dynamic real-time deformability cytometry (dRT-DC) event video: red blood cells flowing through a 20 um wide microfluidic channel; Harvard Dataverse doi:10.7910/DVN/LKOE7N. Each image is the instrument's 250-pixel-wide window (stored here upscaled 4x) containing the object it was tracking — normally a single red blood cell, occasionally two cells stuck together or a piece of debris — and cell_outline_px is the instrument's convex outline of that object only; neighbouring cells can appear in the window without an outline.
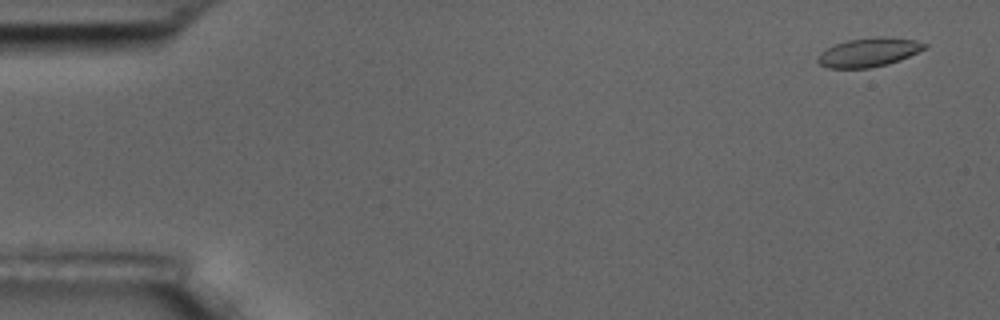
{"species": "common noctule bat (a hibernating species)", "species_latin": "Nyctalus noctula", "temperature_condition": "room temperature", "stored_images_in_passage": 5, "camera_frame_rate_fps": 3000, "um_per_image_px": 0.085, "animal": {"sex": "male", "body_mass_g": 17.5, "forearm_length_mm": 52.3}, "frame": {"image": 1, "passage_image": 1, "time_ms": 0.0, "image_size_px": [1000, 320], "cell_outline_px": [[928, 48], [900, 60], [888, 64], [868, 68], [828, 68], [820, 64], [816, 60], [816, 56], [820, 52], [836, 44], [848, 40], [880, 36], [916, 40], [928, 44]], "centroid_in_image_um": [73.86, 4.45], "position_along_channel_um": 11.1, "area_um2": 18.03}}
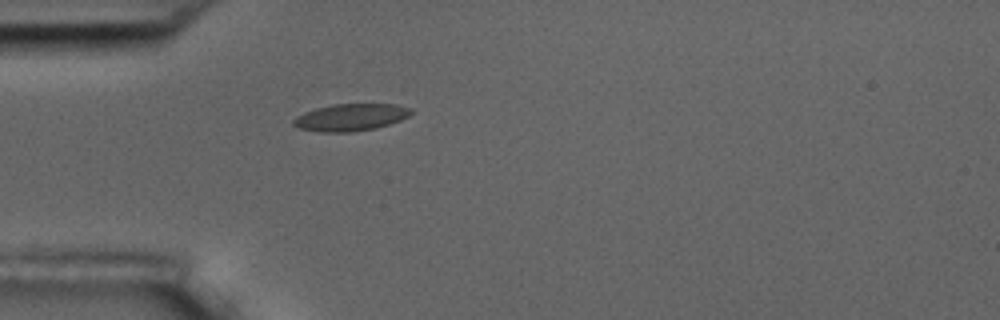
{"frame": {"image": 2, "passage_image": 5, "time_ms": 4.667, "image_size_px": [1000, 320], "cell_outline_px": [[412, 112], [408, 116], [400, 120], [376, 128], [352, 132], [320, 132], [300, 128], [292, 124], [292, 120], [296, 116], [304, 112], [316, 108], [332, 104], [396, 104], [412, 108]], "centroid_in_image_um": [29.79, 9.97], "position_along_channel_um": 55.2, "area_um2": 18.61}}